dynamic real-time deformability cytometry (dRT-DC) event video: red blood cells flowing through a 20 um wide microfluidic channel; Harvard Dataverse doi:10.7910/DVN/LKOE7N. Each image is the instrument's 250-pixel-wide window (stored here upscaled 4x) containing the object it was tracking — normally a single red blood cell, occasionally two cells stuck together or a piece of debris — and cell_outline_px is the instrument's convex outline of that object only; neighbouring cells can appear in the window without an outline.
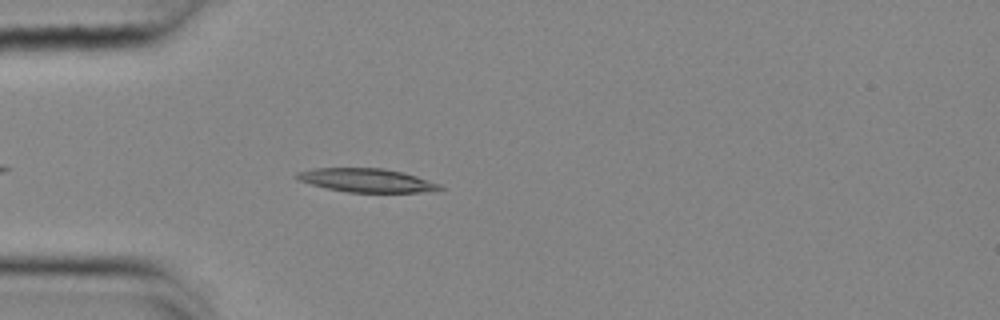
{"species": "common noctule bat (a hibernating species)", "species_latin": "Nyctalus noctula", "temperature_condition": "cold", "stored_images_in_passage": 44, "camera_frame_rate_fps": 3000, "um_per_image_px": 0.085, "animal": {"sex": "female", "body_mass_g": 25.1}, "frame": {"image": 1, "passage_image": 5, "time_ms": 1.333, "image_size_px": [1000, 320], "cell_outline_px": [[444, 188], [420, 192], [348, 192], [328, 188], [312, 184], [300, 180], [292, 176], [296, 172], [316, 168], [384, 168], [416, 176], [440, 184]], "centroid_in_image_um": [31.12, 15.32], "position_along_channel_um": 53.9, "area_um2": 19.36}}
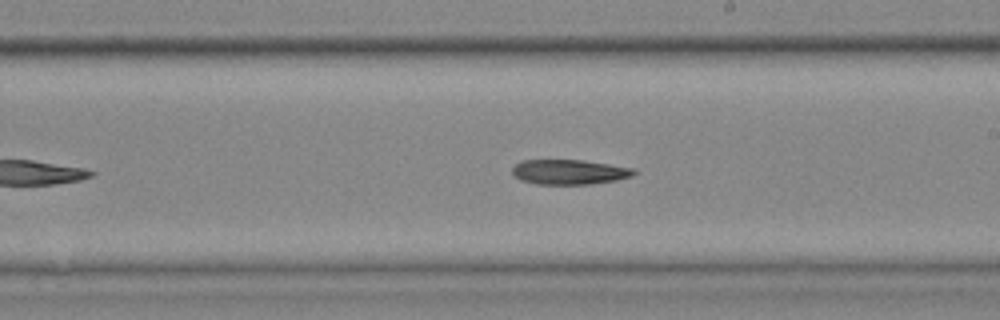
{"frame": {"image": 2, "passage_image": 21, "time_ms": 6.667, "image_size_px": [1000, 320], "cell_outline_px": [[636, 172], [632, 176], [616, 180], [588, 184], [536, 184], [520, 180], [512, 172], [512, 168], [520, 160], [584, 160], [636, 168]], "centroid_in_image_um": [48.4, 14.61], "position_along_channel_um": 240.6, "area_um2": 17.69}}
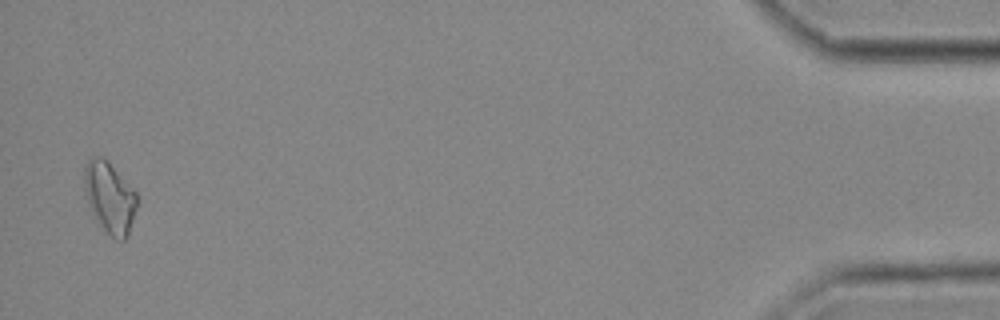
{"frame": {"image": 3, "passage_image": 43, "time_ms": 14.0, "image_size_px": [1000, 320], "cell_outline_px": [[140, 204], [128, 236], [124, 240], [116, 240], [100, 224], [92, 212], [88, 200], [84, 184], [84, 168], [88, 160], [92, 156], [100, 156], [136, 192], [140, 200]], "centroid_in_image_um": [9.38, 16.83], "position_along_channel_um": 425.8, "area_um2": 21.5}}